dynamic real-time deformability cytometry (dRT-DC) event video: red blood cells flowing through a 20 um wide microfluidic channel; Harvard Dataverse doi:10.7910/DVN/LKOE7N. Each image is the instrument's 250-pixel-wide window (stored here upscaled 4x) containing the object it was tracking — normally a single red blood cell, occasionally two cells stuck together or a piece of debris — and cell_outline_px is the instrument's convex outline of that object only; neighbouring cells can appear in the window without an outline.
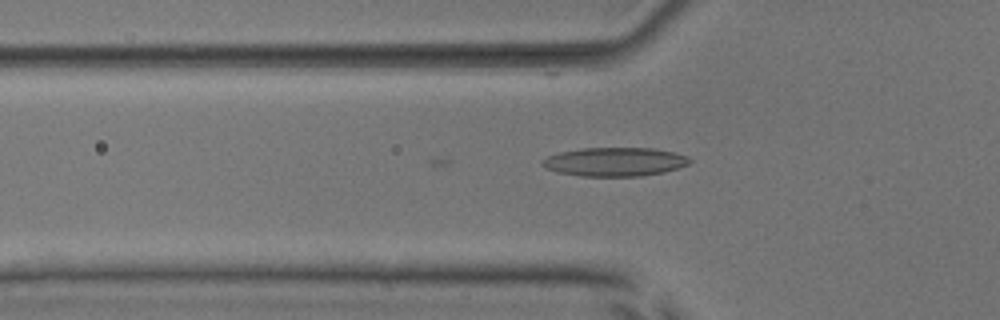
{"species": "common noctule bat (a hibernating species)", "species_latin": "Nyctalus noctula", "temperature_condition": "room temperature", "stored_images_in_passage": 3, "camera_frame_rate_fps": 3000, "um_per_image_px": 0.085, "animal": {"sex": "male", "body_mass_g": 17.9, "forearm_length_mm": 54.2}, "frame": {"image": 1, "passage_image": 3, "time_ms": 0.667, "image_size_px": [1000, 320], "cell_outline_px": [[692, 160], [688, 164], [664, 172], [640, 176], [580, 176], [556, 172], [540, 164], [540, 160], [548, 156], [560, 152], [584, 148], [652, 148], [676, 152], [688, 156]], "centroid_in_image_um": [52.25, 13.75], "position_along_channel_um": 73.5, "area_um2": 24.74}}